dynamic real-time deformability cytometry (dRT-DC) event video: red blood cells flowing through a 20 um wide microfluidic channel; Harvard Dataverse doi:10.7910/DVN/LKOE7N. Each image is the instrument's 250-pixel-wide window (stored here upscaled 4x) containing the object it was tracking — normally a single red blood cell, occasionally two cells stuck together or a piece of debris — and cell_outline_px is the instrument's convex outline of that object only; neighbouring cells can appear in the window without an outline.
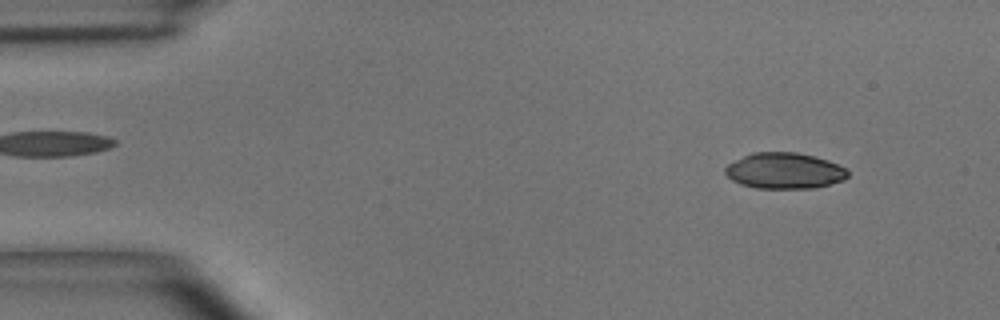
{"species": "common noctule bat (a hibernating species)", "species_latin": "Nyctalus noctula", "temperature_condition": "room temperature", "stored_images_in_passage": 49, "camera_frame_rate_fps": 3000, "um_per_image_px": 0.085, "animal": {"sex": "male", "body_mass_g": 15.6}, "frame": {"image": 1, "passage_image": 4, "time_ms": 1.0, "image_size_px": [1000, 320], "cell_outline_px": [[848, 176], [844, 180], [812, 188], [756, 188], [740, 184], [732, 180], [724, 172], [724, 168], [728, 164], [752, 152], [796, 152], [828, 160], [844, 168], [848, 172]], "centroid_in_image_um": [66.65, 14.51], "position_along_channel_um": 18.4, "area_um2": 25.49}}
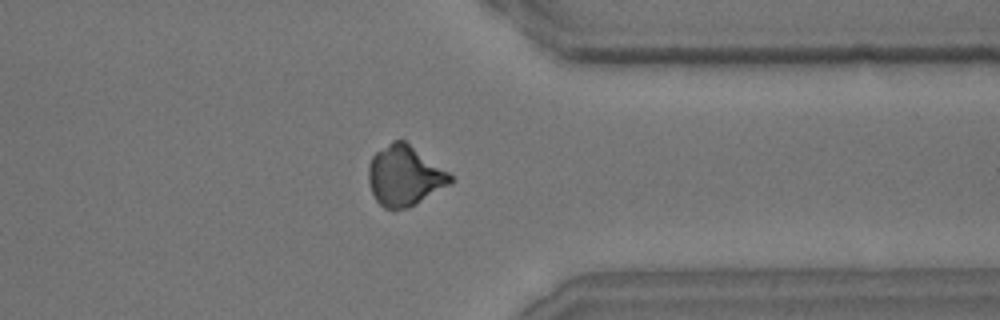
{"frame": {"image": 2, "passage_image": 38, "time_ms": 12.333, "image_size_px": [1000, 320], "cell_outline_px": [[456, 180], [416, 204], [408, 208], [392, 212], [384, 208], [376, 200], [372, 192], [368, 180], [368, 168], [372, 156], [376, 152], [392, 140], [404, 140], [448, 172]], "centroid_in_image_um": [34.37, 14.97], "position_along_channel_um": 377.0, "area_um2": 28.73}}
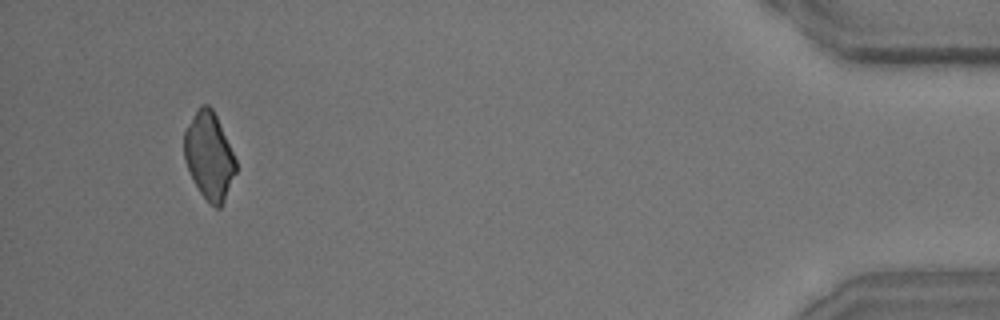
{"frame": {"image": 3, "passage_image": 46, "time_ms": 15.0, "image_size_px": [1000, 320], "cell_outline_px": [[236, 172], [224, 200], [220, 208], [216, 208], [200, 192], [184, 160], [184, 132], [188, 124], [200, 104], [208, 104], [212, 108], [216, 116], [236, 160]], "centroid_in_image_um": [17.77, 13.22], "position_along_channel_um": 417.4, "area_um2": 25.66}, "authors_computed_cell_mechanics": {"area_um2": 28.4954, "velocity_mm_per_s": 3.9727, "shape_relaxation_time_tau1_ms": 5.74, "shape_relaxation_time_tau2_ms": null, "deformation_change_tau1": 0.2018, "deformation_change_tau2": null}}